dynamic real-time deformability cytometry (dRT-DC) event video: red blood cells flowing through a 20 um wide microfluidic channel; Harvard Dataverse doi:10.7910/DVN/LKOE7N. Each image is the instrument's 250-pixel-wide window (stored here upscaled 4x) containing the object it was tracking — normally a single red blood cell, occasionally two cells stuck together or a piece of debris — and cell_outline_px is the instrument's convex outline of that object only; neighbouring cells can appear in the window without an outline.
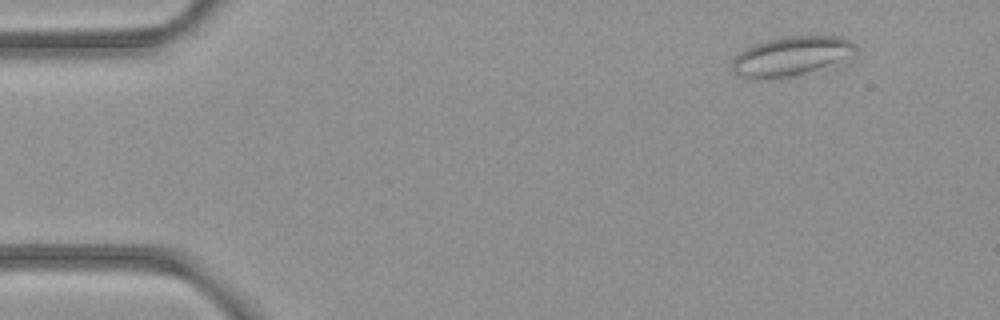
{"species": "common noctule bat (a hibernating species)", "species_latin": "Nyctalus noctula", "temperature_condition": "room temperature", "stored_images_in_passage": 5, "camera_frame_rate_fps": 3000, "um_per_image_px": 0.085, "animal": {"sex": "female", "body_mass_g": 21.9}, "frame": {"image": 1, "passage_image": 1, "time_ms": 0.0, "image_size_px": [1000, 320], "cell_outline_px": [[856, 48], [836, 68], [792, 76], [736, 76], [732, 72], [732, 60], [740, 52], [756, 44], [768, 40], [788, 36], [840, 36], [856, 44]], "centroid_in_image_um": [67.36, 4.77], "position_along_channel_um": 17.6, "area_um2": 28.09}}